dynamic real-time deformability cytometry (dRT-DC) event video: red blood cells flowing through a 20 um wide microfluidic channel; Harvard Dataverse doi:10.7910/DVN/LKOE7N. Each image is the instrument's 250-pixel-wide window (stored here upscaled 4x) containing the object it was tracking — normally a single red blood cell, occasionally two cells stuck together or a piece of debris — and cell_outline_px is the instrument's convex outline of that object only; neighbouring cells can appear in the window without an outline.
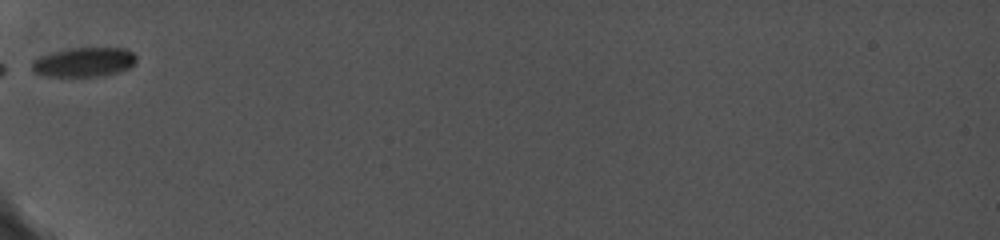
{"species": "common noctule bat (a hibernating species)", "species_latin": "Nyctalus noctula", "temperature_condition": "cold", "stored_images_in_passage": 4, "camera_frame_rate_fps": 5000, "um_per_image_px": 0.085, "animal": {"sex": "female", "body_mass_g": 19.0, "forearm_length_mm": 56.7}, "frame": {"image": 1, "passage_image": 1, "time_ms": 0.0, "image_size_px": [1000, 240], "cell_outline_px": [[136, 60], [128, 68], [116, 72], [92, 76], [52, 76], [36, 72], [32, 68], [32, 60], [40, 56], [52, 52], [68, 48], [124, 48], [132, 52], [136, 56]], "centroid_in_image_um": [7.12, 5.25], "position_along_channel_um": 77.9, "area_um2": 17.46}}